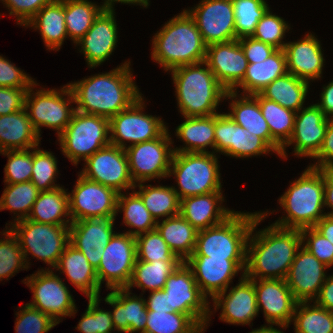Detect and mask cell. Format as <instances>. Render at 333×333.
I'll use <instances>...</instances> for the list:
<instances>
[{
	"label": "cell",
	"instance_id": "cell-5",
	"mask_svg": "<svg viewBox=\"0 0 333 333\" xmlns=\"http://www.w3.org/2000/svg\"><path fill=\"white\" fill-rule=\"evenodd\" d=\"M279 203L287 216L277 220L274 225L299 230L314 227L326 215L323 214L324 170L307 167L302 175L290 184L280 197Z\"/></svg>",
	"mask_w": 333,
	"mask_h": 333
},
{
	"label": "cell",
	"instance_id": "cell-45",
	"mask_svg": "<svg viewBox=\"0 0 333 333\" xmlns=\"http://www.w3.org/2000/svg\"><path fill=\"white\" fill-rule=\"evenodd\" d=\"M124 212V223L126 226L136 228L134 231L129 230L128 233L132 236H137L156 229L157 222L152 217L151 213L145 207L141 197L136 193H130L129 196L119 193L117 201V212Z\"/></svg>",
	"mask_w": 333,
	"mask_h": 333
},
{
	"label": "cell",
	"instance_id": "cell-14",
	"mask_svg": "<svg viewBox=\"0 0 333 333\" xmlns=\"http://www.w3.org/2000/svg\"><path fill=\"white\" fill-rule=\"evenodd\" d=\"M137 261L136 237L116 233L104 247L96 275L99 285L106 280L107 289L127 288Z\"/></svg>",
	"mask_w": 333,
	"mask_h": 333
},
{
	"label": "cell",
	"instance_id": "cell-54",
	"mask_svg": "<svg viewBox=\"0 0 333 333\" xmlns=\"http://www.w3.org/2000/svg\"><path fill=\"white\" fill-rule=\"evenodd\" d=\"M16 315V333H47L58 324L49 315L28 304Z\"/></svg>",
	"mask_w": 333,
	"mask_h": 333
},
{
	"label": "cell",
	"instance_id": "cell-35",
	"mask_svg": "<svg viewBox=\"0 0 333 333\" xmlns=\"http://www.w3.org/2000/svg\"><path fill=\"white\" fill-rule=\"evenodd\" d=\"M287 71L286 56L283 49H277L265 61L248 64L242 87L245 95L261 93L263 89L276 78L285 75Z\"/></svg>",
	"mask_w": 333,
	"mask_h": 333
},
{
	"label": "cell",
	"instance_id": "cell-11",
	"mask_svg": "<svg viewBox=\"0 0 333 333\" xmlns=\"http://www.w3.org/2000/svg\"><path fill=\"white\" fill-rule=\"evenodd\" d=\"M163 290L168 293L169 307L174 312L189 315L203 330L207 327L212 313L210 303L185 262L169 275Z\"/></svg>",
	"mask_w": 333,
	"mask_h": 333
},
{
	"label": "cell",
	"instance_id": "cell-40",
	"mask_svg": "<svg viewBox=\"0 0 333 333\" xmlns=\"http://www.w3.org/2000/svg\"><path fill=\"white\" fill-rule=\"evenodd\" d=\"M252 96L259 103L263 117L271 132V137L283 147L293 133L296 112L263 97L260 93Z\"/></svg>",
	"mask_w": 333,
	"mask_h": 333
},
{
	"label": "cell",
	"instance_id": "cell-31",
	"mask_svg": "<svg viewBox=\"0 0 333 333\" xmlns=\"http://www.w3.org/2000/svg\"><path fill=\"white\" fill-rule=\"evenodd\" d=\"M237 94L233 91H227L225 95V99L230 98L233 101L230 104L231 111L228 113L229 117L235 123L247 129L248 132L261 137L280 156L282 147L271 137V132L263 117L258 101L252 95L245 94L238 100L236 98Z\"/></svg>",
	"mask_w": 333,
	"mask_h": 333
},
{
	"label": "cell",
	"instance_id": "cell-4",
	"mask_svg": "<svg viewBox=\"0 0 333 333\" xmlns=\"http://www.w3.org/2000/svg\"><path fill=\"white\" fill-rule=\"evenodd\" d=\"M170 72L178 107L184 117L218 114L217 106L225 98L227 90L217 81L205 62L180 66Z\"/></svg>",
	"mask_w": 333,
	"mask_h": 333
},
{
	"label": "cell",
	"instance_id": "cell-19",
	"mask_svg": "<svg viewBox=\"0 0 333 333\" xmlns=\"http://www.w3.org/2000/svg\"><path fill=\"white\" fill-rule=\"evenodd\" d=\"M185 264L191 269L201 292L213 299L218 293L229 288L232 278L239 271L245 270L246 258H211L204 255H191Z\"/></svg>",
	"mask_w": 333,
	"mask_h": 333
},
{
	"label": "cell",
	"instance_id": "cell-7",
	"mask_svg": "<svg viewBox=\"0 0 333 333\" xmlns=\"http://www.w3.org/2000/svg\"><path fill=\"white\" fill-rule=\"evenodd\" d=\"M213 152H174L168 176L176 177L179 191L173 187L181 199L221 192L218 159Z\"/></svg>",
	"mask_w": 333,
	"mask_h": 333
},
{
	"label": "cell",
	"instance_id": "cell-68",
	"mask_svg": "<svg viewBox=\"0 0 333 333\" xmlns=\"http://www.w3.org/2000/svg\"><path fill=\"white\" fill-rule=\"evenodd\" d=\"M149 0H105V2L102 5L103 10L105 11H114L113 2H121V3H126V4H136V5H142L144 7H148L149 6Z\"/></svg>",
	"mask_w": 333,
	"mask_h": 333
},
{
	"label": "cell",
	"instance_id": "cell-42",
	"mask_svg": "<svg viewBox=\"0 0 333 333\" xmlns=\"http://www.w3.org/2000/svg\"><path fill=\"white\" fill-rule=\"evenodd\" d=\"M182 262H165L162 260L145 262L137 260L127 289L134 286L149 291L162 290L169 275L178 268Z\"/></svg>",
	"mask_w": 333,
	"mask_h": 333
},
{
	"label": "cell",
	"instance_id": "cell-57",
	"mask_svg": "<svg viewBox=\"0 0 333 333\" xmlns=\"http://www.w3.org/2000/svg\"><path fill=\"white\" fill-rule=\"evenodd\" d=\"M10 10L9 15L17 17V23L25 26L36 13L52 0H1Z\"/></svg>",
	"mask_w": 333,
	"mask_h": 333
},
{
	"label": "cell",
	"instance_id": "cell-48",
	"mask_svg": "<svg viewBox=\"0 0 333 333\" xmlns=\"http://www.w3.org/2000/svg\"><path fill=\"white\" fill-rule=\"evenodd\" d=\"M236 39L251 37L259 20L269 9L265 0H232Z\"/></svg>",
	"mask_w": 333,
	"mask_h": 333
},
{
	"label": "cell",
	"instance_id": "cell-64",
	"mask_svg": "<svg viewBox=\"0 0 333 333\" xmlns=\"http://www.w3.org/2000/svg\"><path fill=\"white\" fill-rule=\"evenodd\" d=\"M314 302L324 309L333 312V275L326 278Z\"/></svg>",
	"mask_w": 333,
	"mask_h": 333
},
{
	"label": "cell",
	"instance_id": "cell-41",
	"mask_svg": "<svg viewBox=\"0 0 333 333\" xmlns=\"http://www.w3.org/2000/svg\"><path fill=\"white\" fill-rule=\"evenodd\" d=\"M140 189L136 193L141 197L145 207L151 213L152 217L157 219L160 217H173L180 214L181 200L175 189L167 186H151L142 183L135 184Z\"/></svg>",
	"mask_w": 333,
	"mask_h": 333
},
{
	"label": "cell",
	"instance_id": "cell-12",
	"mask_svg": "<svg viewBox=\"0 0 333 333\" xmlns=\"http://www.w3.org/2000/svg\"><path fill=\"white\" fill-rule=\"evenodd\" d=\"M169 136L167 129L159 138L125 148L130 175L135 184L168 177L174 154Z\"/></svg>",
	"mask_w": 333,
	"mask_h": 333
},
{
	"label": "cell",
	"instance_id": "cell-6",
	"mask_svg": "<svg viewBox=\"0 0 333 333\" xmlns=\"http://www.w3.org/2000/svg\"><path fill=\"white\" fill-rule=\"evenodd\" d=\"M256 213L234 212L223 223L197 233L192 255L246 258L248 236Z\"/></svg>",
	"mask_w": 333,
	"mask_h": 333
},
{
	"label": "cell",
	"instance_id": "cell-58",
	"mask_svg": "<svg viewBox=\"0 0 333 333\" xmlns=\"http://www.w3.org/2000/svg\"><path fill=\"white\" fill-rule=\"evenodd\" d=\"M238 41L249 64L261 63L277 50L274 46L252 37H243Z\"/></svg>",
	"mask_w": 333,
	"mask_h": 333
},
{
	"label": "cell",
	"instance_id": "cell-25",
	"mask_svg": "<svg viewBox=\"0 0 333 333\" xmlns=\"http://www.w3.org/2000/svg\"><path fill=\"white\" fill-rule=\"evenodd\" d=\"M326 268L329 267L307 249H298L285 279L297 302H310L317 298L327 278Z\"/></svg>",
	"mask_w": 333,
	"mask_h": 333
},
{
	"label": "cell",
	"instance_id": "cell-32",
	"mask_svg": "<svg viewBox=\"0 0 333 333\" xmlns=\"http://www.w3.org/2000/svg\"><path fill=\"white\" fill-rule=\"evenodd\" d=\"M55 269L62 270L68 280L87 298L100 297V285L96 269L84 254L69 244L60 256Z\"/></svg>",
	"mask_w": 333,
	"mask_h": 333
},
{
	"label": "cell",
	"instance_id": "cell-39",
	"mask_svg": "<svg viewBox=\"0 0 333 333\" xmlns=\"http://www.w3.org/2000/svg\"><path fill=\"white\" fill-rule=\"evenodd\" d=\"M308 88L309 82L288 72L267 85L260 94L284 108L298 112L303 108Z\"/></svg>",
	"mask_w": 333,
	"mask_h": 333
},
{
	"label": "cell",
	"instance_id": "cell-62",
	"mask_svg": "<svg viewBox=\"0 0 333 333\" xmlns=\"http://www.w3.org/2000/svg\"><path fill=\"white\" fill-rule=\"evenodd\" d=\"M99 297H95V325L97 333H112L115 330L110 311L99 307Z\"/></svg>",
	"mask_w": 333,
	"mask_h": 333
},
{
	"label": "cell",
	"instance_id": "cell-9",
	"mask_svg": "<svg viewBox=\"0 0 333 333\" xmlns=\"http://www.w3.org/2000/svg\"><path fill=\"white\" fill-rule=\"evenodd\" d=\"M10 230L18 238L27 267L28 253L56 267L63 251L70 244V225H51L23 219L12 224Z\"/></svg>",
	"mask_w": 333,
	"mask_h": 333
},
{
	"label": "cell",
	"instance_id": "cell-24",
	"mask_svg": "<svg viewBox=\"0 0 333 333\" xmlns=\"http://www.w3.org/2000/svg\"><path fill=\"white\" fill-rule=\"evenodd\" d=\"M115 217L116 215H111L77 220L69 226L70 244L82 252L95 269L99 266L104 247L115 234Z\"/></svg>",
	"mask_w": 333,
	"mask_h": 333
},
{
	"label": "cell",
	"instance_id": "cell-47",
	"mask_svg": "<svg viewBox=\"0 0 333 333\" xmlns=\"http://www.w3.org/2000/svg\"><path fill=\"white\" fill-rule=\"evenodd\" d=\"M189 315L178 312H147L145 333H203Z\"/></svg>",
	"mask_w": 333,
	"mask_h": 333
},
{
	"label": "cell",
	"instance_id": "cell-36",
	"mask_svg": "<svg viewBox=\"0 0 333 333\" xmlns=\"http://www.w3.org/2000/svg\"><path fill=\"white\" fill-rule=\"evenodd\" d=\"M63 188L40 191L27 219L51 225H71V219H62L70 216L68 193Z\"/></svg>",
	"mask_w": 333,
	"mask_h": 333
},
{
	"label": "cell",
	"instance_id": "cell-3",
	"mask_svg": "<svg viewBox=\"0 0 333 333\" xmlns=\"http://www.w3.org/2000/svg\"><path fill=\"white\" fill-rule=\"evenodd\" d=\"M152 58L165 71L205 61L206 45L186 10L167 21L152 39Z\"/></svg>",
	"mask_w": 333,
	"mask_h": 333
},
{
	"label": "cell",
	"instance_id": "cell-20",
	"mask_svg": "<svg viewBox=\"0 0 333 333\" xmlns=\"http://www.w3.org/2000/svg\"><path fill=\"white\" fill-rule=\"evenodd\" d=\"M214 150L235 158L274 152L261 137L235 123L227 113L215 114Z\"/></svg>",
	"mask_w": 333,
	"mask_h": 333
},
{
	"label": "cell",
	"instance_id": "cell-67",
	"mask_svg": "<svg viewBox=\"0 0 333 333\" xmlns=\"http://www.w3.org/2000/svg\"><path fill=\"white\" fill-rule=\"evenodd\" d=\"M314 228L333 244V217L325 215Z\"/></svg>",
	"mask_w": 333,
	"mask_h": 333
},
{
	"label": "cell",
	"instance_id": "cell-61",
	"mask_svg": "<svg viewBox=\"0 0 333 333\" xmlns=\"http://www.w3.org/2000/svg\"><path fill=\"white\" fill-rule=\"evenodd\" d=\"M146 303V308L149 311H161V312H174L171 307H169L168 293L162 290L151 291L149 298Z\"/></svg>",
	"mask_w": 333,
	"mask_h": 333
},
{
	"label": "cell",
	"instance_id": "cell-56",
	"mask_svg": "<svg viewBox=\"0 0 333 333\" xmlns=\"http://www.w3.org/2000/svg\"><path fill=\"white\" fill-rule=\"evenodd\" d=\"M36 82L0 55V87L29 89Z\"/></svg>",
	"mask_w": 333,
	"mask_h": 333
},
{
	"label": "cell",
	"instance_id": "cell-23",
	"mask_svg": "<svg viewBox=\"0 0 333 333\" xmlns=\"http://www.w3.org/2000/svg\"><path fill=\"white\" fill-rule=\"evenodd\" d=\"M330 120L316 104L301 108L296 112L293 133L282 147L280 156L285 159V148L295 143L294 155L313 158L322 146Z\"/></svg>",
	"mask_w": 333,
	"mask_h": 333
},
{
	"label": "cell",
	"instance_id": "cell-63",
	"mask_svg": "<svg viewBox=\"0 0 333 333\" xmlns=\"http://www.w3.org/2000/svg\"><path fill=\"white\" fill-rule=\"evenodd\" d=\"M88 301V307L76 329L80 333H97L95 325V297L89 298Z\"/></svg>",
	"mask_w": 333,
	"mask_h": 333
},
{
	"label": "cell",
	"instance_id": "cell-1",
	"mask_svg": "<svg viewBox=\"0 0 333 333\" xmlns=\"http://www.w3.org/2000/svg\"><path fill=\"white\" fill-rule=\"evenodd\" d=\"M269 213L256 212L246 247V266L242 272L248 279H286L290 266L302 245L299 229L274 224L252 233ZM253 235V237H251Z\"/></svg>",
	"mask_w": 333,
	"mask_h": 333
},
{
	"label": "cell",
	"instance_id": "cell-22",
	"mask_svg": "<svg viewBox=\"0 0 333 333\" xmlns=\"http://www.w3.org/2000/svg\"><path fill=\"white\" fill-rule=\"evenodd\" d=\"M259 283V284H258ZM258 311L263 308L266 322L285 329L292 322L297 304L285 279H253Z\"/></svg>",
	"mask_w": 333,
	"mask_h": 333
},
{
	"label": "cell",
	"instance_id": "cell-30",
	"mask_svg": "<svg viewBox=\"0 0 333 333\" xmlns=\"http://www.w3.org/2000/svg\"><path fill=\"white\" fill-rule=\"evenodd\" d=\"M222 201V192L186 197L181 199L180 215L197 231L204 230L223 223L235 212L222 207Z\"/></svg>",
	"mask_w": 333,
	"mask_h": 333
},
{
	"label": "cell",
	"instance_id": "cell-66",
	"mask_svg": "<svg viewBox=\"0 0 333 333\" xmlns=\"http://www.w3.org/2000/svg\"><path fill=\"white\" fill-rule=\"evenodd\" d=\"M326 206L333 210V170H324V207ZM325 214L333 217V211Z\"/></svg>",
	"mask_w": 333,
	"mask_h": 333
},
{
	"label": "cell",
	"instance_id": "cell-51",
	"mask_svg": "<svg viewBox=\"0 0 333 333\" xmlns=\"http://www.w3.org/2000/svg\"><path fill=\"white\" fill-rule=\"evenodd\" d=\"M2 235L6 237L0 239V281L2 278L8 280L14 273H18L20 268H29L25 263L18 238L7 228Z\"/></svg>",
	"mask_w": 333,
	"mask_h": 333
},
{
	"label": "cell",
	"instance_id": "cell-33",
	"mask_svg": "<svg viewBox=\"0 0 333 333\" xmlns=\"http://www.w3.org/2000/svg\"><path fill=\"white\" fill-rule=\"evenodd\" d=\"M40 137L32 126L24 108L9 115L0 116V152L38 147Z\"/></svg>",
	"mask_w": 333,
	"mask_h": 333
},
{
	"label": "cell",
	"instance_id": "cell-28",
	"mask_svg": "<svg viewBox=\"0 0 333 333\" xmlns=\"http://www.w3.org/2000/svg\"><path fill=\"white\" fill-rule=\"evenodd\" d=\"M283 50L289 73L307 82L321 77L324 58L320 41L313 34L308 33L304 39L286 43Z\"/></svg>",
	"mask_w": 333,
	"mask_h": 333
},
{
	"label": "cell",
	"instance_id": "cell-18",
	"mask_svg": "<svg viewBox=\"0 0 333 333\" xmlns=\"http://www.w3.org/2000/svg\"><path fill=\"white\" fill-rule=\"evenodd\" d=\"M186 11L206 46L236 39L232 0H202L194 9Z\"/></svg>",
	"mask_w": 333,
	"mask_h": 333
},
{
	"label": "cell",
	"instance_id": "cell-34",
	"mask_svg": "<svg viewBox=\"0 0 333 333\" xmlns=\"http://www.w3.org/2000/svg\"><path fill=\"white\" fill-rule=\"evenodd\" d=\"M65 0H52L42 7L25 25L40 30L46 47L58 51L67 38L65 24Z\"/></svg>",
	"mask_w": 333,
	"mask_h": 333
},
{
	"label": "cell",
	"instance_id": "cell-44",
	"mask_svg": "<svg viewBox=\"0 0 333 333\" xmlns=\"http://www.w3.org/2000/svg\"><path fill=\"white\" fill-rule=\"evenodd\" d=\"M292 320L295 333H333V312L315 302H297Z\"/></svg>",
	"mask_w": 333,
	"mask_h": 333
},
{
	"label": "cell",
	"instance_id": "cell-59",
	"mask_svg": "<svg viewBox=\"0 0 333 333\" xmlns=\"http://www.w3.org/2000/svg\"><path fill=\"white\" fill-rule=\"evenodd\" d=\"M27 90L0 87V116L24 109Z\"/></svg>",
	"mask_w": 333,
	"mask_h": 333
},
{
	"label": "cell",
	"instance_id": "cell-15",
	"mask_svg": "<svg viewBox=\"0 0 333 333\" xmlns=\"http://www.w3.org/2000/svg\"><path fill=\"white\" fill-rule=\"evenodd\" d=\"M23 281L33 292V301L27 304L46 313L58 324L62 316L76 313L75 302L67 286L51 269H41Z\"/></svg>",
	"mask_w": 333,
	"mask_h": 333
},
{
	"label": "cell",
	"instance_id": "cell-50",
	"mask_svg": "<svg viewBox=\"0 0 333 333\" xmlns=\"http://www.w3.org/2000/svg\"><path fill=\"white\" fill-rule=\"evenodd\" d=\"M33 148V167L31 182L37 187L39 191H49L60 187L55 184L57 160L56 157L45 150ZM37 149V150H36Z\"/></svg>",
	"mask_w": 333,
	"mask_h": 333
},
{
	"label": "cell",
	"instance_id": "cell-65",
	"mask_svg": "<svg viewBox=\"0 0 333 333\" xmlns=\"http://www.w3.org/2000/svg\"><path fill=\"white\" fill-rule=\"evenodd\" d=\"M321 102L316 105L323 111L327 118L333 120V81L323 87ZM330 116V117H329Z\"/></svg>",
	"mask_w": 333,
	"mask_h": 333
},
{
	"label": "cell",
	"instance_id": "cell-49",
	"mask_svg": "<svg viewBox=\"0 0 333 333\" xmlns=\"http://www.w3.org/2000/svg\"><path fill=\"white\" fill-rule=\"evenodd\" d=\"M137 260L182 262L169 248L157 229L136 236Z\"/></svg>",
	"mask_w": 333,
	"mask_h": 333
},
{
	"label": "cell",
	"instance_id": "cell-29",
	"mask_svg": "<svg viewBox=\"0 0 333 333\" xmlns=\"http://www.w3.org/2000/svg\"><path fill=\"white\" fill-rule=\"evenodd\" d=\"M130 294L127 288H117L104 298L114 309L111 311L114 328L124 333H145L148 312L146 299L135 295L131 297Z\"/></svg>",
	"mask_w": 333,
	"mask_h": 333
},
{
	"label": "cell",
	"instance_id": "cell-16",
	"mask_svg": "<svg viewBox=\"0 0 333 333\" xmlns=\"http://www.w3.org/2000/svg\"><path fill=\"white\" fill-rule=\"evenodd\" d=\"M75 189L68 193L73 221L116 215L119 193L113 188L78 175Z\"/></svg>",
	"mask_w": 333,
	"mask_h": 333
},
{
	"label": "cell",
	"instance_id": "cell-27",
	"mask_svg": "<svg viewBox=\"0 0 333 333\" xmlns=\"http://www.w3.org/2000/svg\"><path fill=\"white\" fill-rule=\"evenodd\" d=\"M114 11L102 10L94 20L91 28L76 43L81 46L86 62L94 68L110 57L117 41V24Z\"/></svg>",
	"mask_w": 333,
	"mask_h": 333
},
{
	"label": "cell",
	"instance_id": "cell-55",
	"mask_svg": "<svg viewBox=\"0 0 333 333\" xmlns=\"http://www.w3.org/2000/svg\"><path fill=\"white\" fill-rule=\"evenodd\" d=\"M300 232L303 247L326 266H332L333 244L328 239H326L320 232H318L314 227L303 228L300 230ZM305 239L307 240L304 244Z\"/></svg>",
	"mask_w": 333,
	"mask_h": 333
},
{
	"label": "cell",
	"instance_id": "cell-69",
	"mask_svg": "<svg viewBox=\"0 0 333 333\" xmlns=\"http://www.w3.org/2000/svg\"><path fill=\"white\" fill-rule=\"evenodd\" d=\"M267 326H262L259 329H254L252 332L250 333H283L281 332V330H277L276 328H273L272 325H268Z\"/></svg>",
	"mask_w": 333,
	"mask_h": 333
},
{
	"label": "cell",
	"instance_id": "cell-38",
	"mask_svg": "<svg viewBox=\"0 0 333 333\" xmlns=\"http://www.w3.org/2000/svg\"><path fill=\"white\" fill-rule=\"evenodd\" d=\"M185 121L176 128V135L185 142L183 148H173L174 152L206 153V148L214 149L215 114L206 117H184Z\"/></svg>",
	"mask_w": 333,
	"mask_h": 333
},
{
	"label": "cell",
	"instance_id": "cell-37",
	"mask_svg": "<svg viewBox=\"0 0 333 333\" xmlns=\"http://www.w3.org/2000/svg\"><path fill=\"white\" fill-rule=\"evenodd\" d=\"M156 229L182 262L193 254L198 231L180 214L157 221Z\"/></svg>",
	"mask_w": 333,
	"mask_h": 333
},
{
	"label": "cell",
	"instance_id": "cell-17",
	"mask_svg": "<svg viewBox=\"0 0 333 333\" xmlns=\"http://www.w3.org/2000/svg\"><path fill=\"white\" fill-rule=\"evenodd\" d=\"M85 162L87 166L80 172L85 178L113 188L118 193L135 189L125 149L109 144L96 151Z\"/></svg>",
	"mask_w": 333,
	"mask_h": 333
},
{
	"label": "cell",
	"instance_id": "cell-8",
	"mask_svg": "<svg viewBox=\"0 0 333 333\" xmlns=\"http://www.w3.org/2000/svg\"><path fill=\"white\" fill-rule=\"evenodd\" d=\"M108 118L75 111L70 123L58 136L63 154L73 163L86 160L111 144Z\"/></svg>",
	"mask_w": 333,
	"mask_h": 333
},
{
	"label": "cell",
	"instance_id": "cell-21",
	"mask_svg": "<svg viewBox=\"0 0 333 333\" xmlns=\"http://www.w3.org/2000/svg\"><path fill=\"white\" fill-rule=\"evenodd\" d=\"M204 62L227 91L237 93L249 64L238 39L208 45Z\"/></svg>",
	"mask_w": 333,
	"mask_h": 333
},
{
	"label": "cell",
	"instance_id": "cell-46",
	"mask_svg": "<svg viewBox=\"0 0 333 333\" xmlns=\"http://www.w3.org/2000/svg\"><path fill=\"white\" fill-rule=\"evenodd\" d=\"M6 185L0 198V210L15 212L18 216L14 222L27 219L40 191L31 181Z\"/></svg>",
	"mask_w": 333,
	"mask_h": 333
},
{
	"label": "cell",
	"instance_id": "cell-43",
	"mask_svg": "<svg viewBox=\"0 0 333 333\" xmlns=\"http://www.w3.org/2000/svg\"><path fill=\"white\" fill-rule=\"evenodd\" d=\"M103 10L88 0H65V24L68 37L76 44L91 28Z\"/></svg>",
	"mask_w": 333,
	"mask_h": 333
},
{
	"label": "cell",
	"instance_id": "cell-53",
	"mask_svg": "<svg viewBox=\"0 0 333 333\" xmlns=\"http://www.w3.org/2000/svg\"><path fill=\"white\" fill-rule=\"evenodd\" d=\"M28 150L29 149L0 152L8 157V162L4 168V182H6V184L28 182L31 180L33 152Z\"/></svg>",
	"mask_w": 333,
	"mask_h": 333
},
{
	"label": "cell",
	"instance_id": "cell-13",
	"mask_svg": "<svg viewBox=\"0 0 333 333\" xmlns=\"http://www.w3.org/2000/svg\"><path fill=\"white\" fill-rule=\"evenodd\" d=\"M143 109L144 102L140 96L128 108L109 120L112 145L125 149V140L134 145L159 138L168 129L163 120L142 113Z\"/></svg>",
	"mask_w": 333,
	"mask_h": 333
},
{
	"label": "cell",
	"instance_id": "cell-10",
	"mask_svg": "<svg viewBox=\"0 0 333 333\" xmlns=\"http://www.w3.org/2000/svg\"><path fill=\"white\" fill-rule=\"evenodd\" d=\"M33 87L34 85L26 92L24 106L33 128L39 137L41 126L57 130L59 136L68 126L76 111V108H69V104L74 103V96L69 85L63 86L60 91L42 89L35 93ZM64 95L68 97L67 100Z\"/></svg>",
	"mask_w": 333,
	"mask_h": 333
},
{
	"label": "cell",
	"instance_id": "cell-52",
	"mask_svg": "<svg viewBox=\"0 0 333 333\" xmlns=\"http://www.w3.org/2000/svg\"><path fill=\"white\" fill-rule=\"evenodd\" d=\"M289 25L277 15H273L269 9L259 20L252 38L264 43H268L277 49H283L286 43L282 41L286 30H289Z\"/></svg>",
	"mask_w": 333,
	"mask_h": 333
},
{
	"label": "cell",
	"instance_id": "cell-26",
	"mask_svg": "<svg viewBox=\"0 0 333 333\" xmlns=\"http://www.w3.org/2000/svg\"><path fill=\"white\" fill-rule=\"evenodd\" d=\"M227 293V289L213 298L215 310L222 308L221 321L229 324H249L258 315L257 299L253 279L242 274L238 285Z\"/></svg>",
	"mask_w": 333,
	"mask_h": 333
},
{
	"label": "cell",
	"instance_id": "cell-60",
	"mask_svg": "<svg viewBox=\"0 0 333 333\" xmlns=\"http://www.w3.org/2000/svg\"><path fill=\"white\" fill-rule=\"evenodd\" d=\"M318 161L311 165L320 170H333V120L328 122L325 137L319 152L313 157Z\"/></svg>",
	"mask_w": 333,
	"mask_h": 333
},
{
	"label": "cell",
	"instance_id": "cell-2",
	"mask_svg": "<svg viewBox=\"0 0 333 333\" xmlns=\"http://www.w3.org/2000/svg\"><path fill=\"white\" fill-rule=\"evenodd\" d=\"M130 62L110 72L69 83L76 111L108 118L128 108L140 94L133 81Z\"/></svg>",
	"mask_w": 333,
	"mask_h": 333
}]
</instances>
